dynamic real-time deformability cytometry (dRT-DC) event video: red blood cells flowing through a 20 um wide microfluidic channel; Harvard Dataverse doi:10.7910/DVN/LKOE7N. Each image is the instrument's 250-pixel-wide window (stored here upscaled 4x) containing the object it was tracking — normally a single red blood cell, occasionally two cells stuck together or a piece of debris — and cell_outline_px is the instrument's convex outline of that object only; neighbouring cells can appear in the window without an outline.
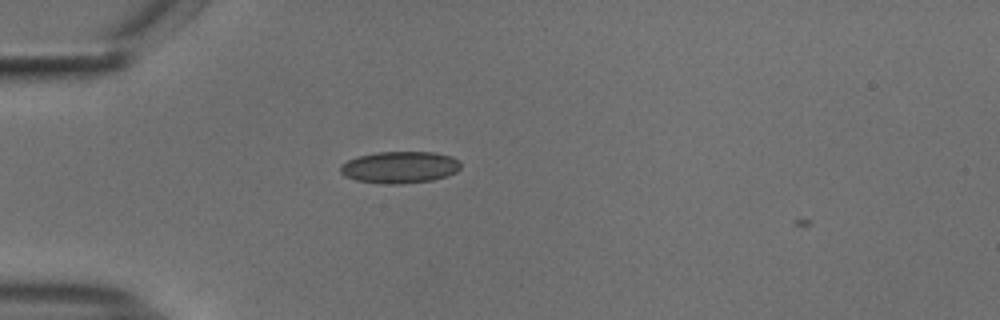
{"species": "common noctule bat (a hibernating species)", "species_latin": "Nyctalus noctula", "temperature_condition": "cold", "stored_images_in_passage": 4, "camera_frame_rate_fps": 3000, "um_per_image_px": 0.085, "animal": {"sex": "male", "body_mass_g": 18.8}, "frame": {"image": 1, "passage_image": 2, "time_ms": 0.333, "image_size_px": [1000, 320], "cell_outline_px": [[460, 168], [456, 172], [448, 176], [432, 180], [400, 184], [380, 184], [356, 180], [344, 176], [340, 172], [340, 164], [348, 160], [360, 156], [376, 152], [432, 152], [452, 156], [460, 160]], "centroid_in_image_um": [33.98, 14.22], "position_along_channel_um": 51.0, "area_um2": 22.48}}